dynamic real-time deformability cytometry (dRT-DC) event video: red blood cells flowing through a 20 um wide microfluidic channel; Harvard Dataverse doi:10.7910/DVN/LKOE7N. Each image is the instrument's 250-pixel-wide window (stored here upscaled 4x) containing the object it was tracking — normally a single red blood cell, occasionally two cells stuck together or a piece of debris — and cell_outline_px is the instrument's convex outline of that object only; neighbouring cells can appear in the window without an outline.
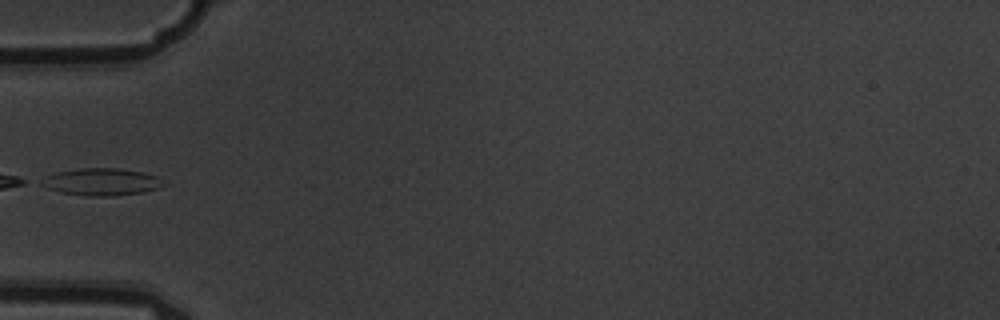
{"species": "common noctule bat (a hibernating species)", "species_latin": "Nyctalus noctula", "temperature_condition": "warm", "stored_images_in_passage": 5, "camera_frame_rate_fps": 3000, "um_per_image_px": 0.085, "animal": {"sex": "male", "body_mass_g": 19.5, "forearm_length_mm": 54.6}, "frame": {"image": 1, "passage_image": 4, "time_ms": 1.0, "image_size_px": [1000, 320], "cell_outline_px": [[168, 184], [160, 188], [140, 192], [112, 196], [88, 196], [60, 192], [48, 188], [40, 184], [36, 180], [44, 176], [56, 172], [80, 168], [120, 168], [144, 172], [156, 176]], "centroid_in_image_um": [8.6, 15.45], "position_along_channel_um": 76.4, "area_um2": 19.59}}